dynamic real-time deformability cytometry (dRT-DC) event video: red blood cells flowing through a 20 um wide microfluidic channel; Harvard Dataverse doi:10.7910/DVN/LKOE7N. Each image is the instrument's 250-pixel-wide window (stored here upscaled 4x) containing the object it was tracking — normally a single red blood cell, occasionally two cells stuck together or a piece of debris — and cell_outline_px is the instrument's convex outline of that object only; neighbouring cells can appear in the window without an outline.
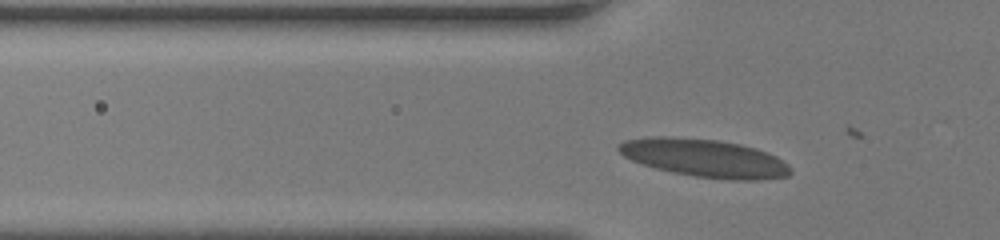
{"species": "human", "species_latin": "Homo sapiens", "temperature_condition": "room temperature", "stored_images_in_passage": 2, "camera_frame_rate_fps": 3000, "um_per_image_px": 0.085, "donor": {"sex": "female"}, "frame": {"image": 1, "passage_image": 2, "time_ms": 0.333, "image_size_px": [1000, 240], "cell_outline_px": [[792, 172], [788, 176], [760, 180], [728, 180], [692, 176], [672, 172], [656, 168], [632, 160], [624, 156], [616, 148], [616, 144], [624, 140], [652, 136], [668, 136], [716, 140], [740, 144], [756, 148], [768, 152], [776, 156], [788, 164], [792, 168]], "centroid_in_image_um": [59.9, 13.44], "position_along_channel_um": 65.9, "area_um2": 38.32}}